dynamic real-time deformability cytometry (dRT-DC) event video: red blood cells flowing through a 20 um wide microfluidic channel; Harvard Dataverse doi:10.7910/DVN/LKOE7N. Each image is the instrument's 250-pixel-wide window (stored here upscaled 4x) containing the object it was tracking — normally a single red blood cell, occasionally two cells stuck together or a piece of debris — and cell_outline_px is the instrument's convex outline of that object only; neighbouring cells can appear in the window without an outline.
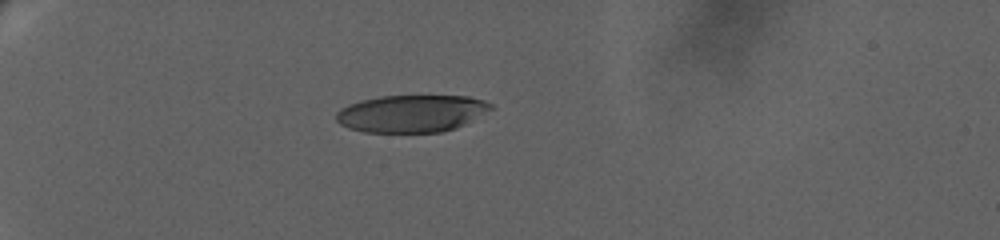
{"species": "human", "species_latin": "Homo sapiens", "temperature_condition": "warm", "stored_images_in_passage": 29, "camera_frame_rate_fps": 3000, "um_per_image_px": 0.085, "donor": {"sex": "female"}, "frame": {"image": 1, "passage_image": 1, "time_ms": 0.0, "image_size_px": [1000, 240], "cell_outline_px": [[496, 108], [456, 128], [444, 132], [364, 132], [348, 128], [340, 124], [336, 120], [336, 112], [340, 108], [348, 104], [360, 100], [380, 96], [468, 96], [484, 100], [492, 104]], "centroid_in_image_um": [34.99, 9.64], "position_along_channel_um": 50.0, "area_um2": 33.87}}
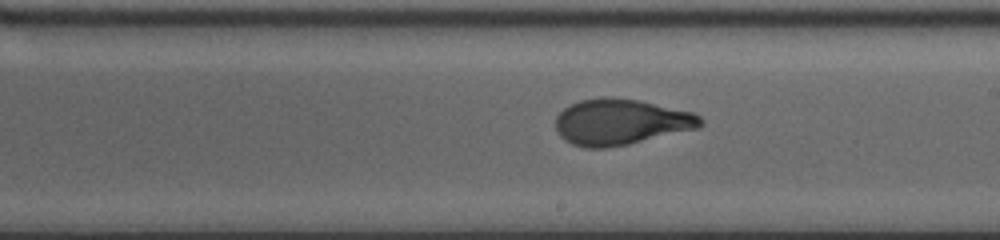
{"frame": {"image": 2, "passage_image": 15, "time_ms": 7.333, "image_size_px": [1000, 240], "cell_outline_px": [[704, 124], [696, 128], [628, 144], [604, 148], [584, 148], [572, 144], [564, 140], [560, 136], [556, 128], [556, 116], [564, 108], [580, 100], [604, 96], [612, 96], [640, 100], [696, 112], [704, 120]], "centroid_in_image_um": [52.77, 10.35], "position_along_channel_um": 236.2, "area_um2": 39.02}}
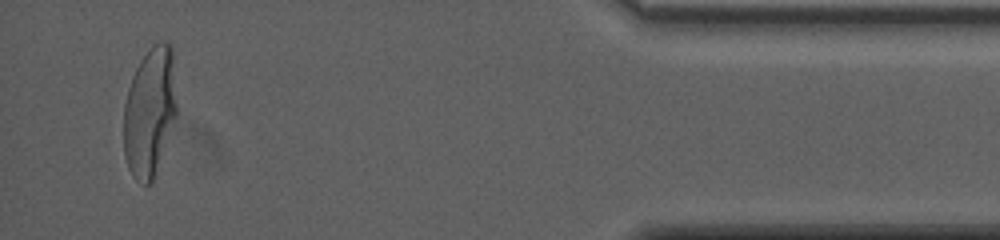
{"frame": {"image": 3, "passage_image": 29, "time_ms": 14.667, "image_size_px": [1000, 240], "cell_outline_px": [[176, 116], [152, 180], [148, 184], [144, 184], [136, 180], [132, 176], [128, 168], [124, 156], [124, 104], [128, 88], [132, 76], [140, 60], [152, 44], [160, 40], [164, 40], [172, 44], [176, 104]], "centroid_in_image_um": [12.71, 9.45], "position_along_channel_um": 422.5, "area_um2": 39.82}, "authors_computed_cell_mechanics": {"area_um2": 38.437, "velocity_mm_per_s": 3.2217, "shape_relaxation_time_tau1_ms": 6.2089, "shape_relaxation_time_tau2_ms": null, "deformation_change_tau1": 0.2503, "deformation_change_tau2": null}}